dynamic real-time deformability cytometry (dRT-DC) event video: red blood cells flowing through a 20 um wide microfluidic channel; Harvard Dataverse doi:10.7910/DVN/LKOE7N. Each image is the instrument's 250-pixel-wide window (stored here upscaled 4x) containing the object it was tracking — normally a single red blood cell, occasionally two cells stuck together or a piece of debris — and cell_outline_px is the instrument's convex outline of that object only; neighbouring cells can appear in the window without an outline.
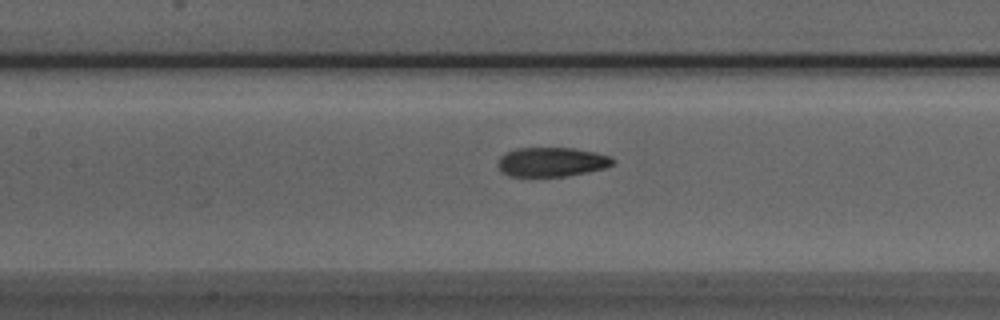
{"species": "Egyptian fruit bat (a non-hibernating species)", "species_latin": "Rousettus aegyptiacus", "temperature_condition": "room temperature", "stored_images_in_passage": 34, "camera_frame_rate_fps": 3000, "um_per_image_px": 0.085, "animal": {"sex": "male"}, "frame": {"image": 1, "passage_image": 8, "time_ms": 2.333, "image_size_px": [1000, 320], "cell_outline_px": [[616, 160], [612, 164], [604, 168], [588, 172], [568, 176], [508, 176], [500, 172], [496, 164], [496, 160], [500, 156], [516, 148], [572, 148], [596, 152], [612, 156]], "centroid_in_image_um": [46.87, 13.77], "position_along_channel_um": 160.5, "area_um2": 19.88}}
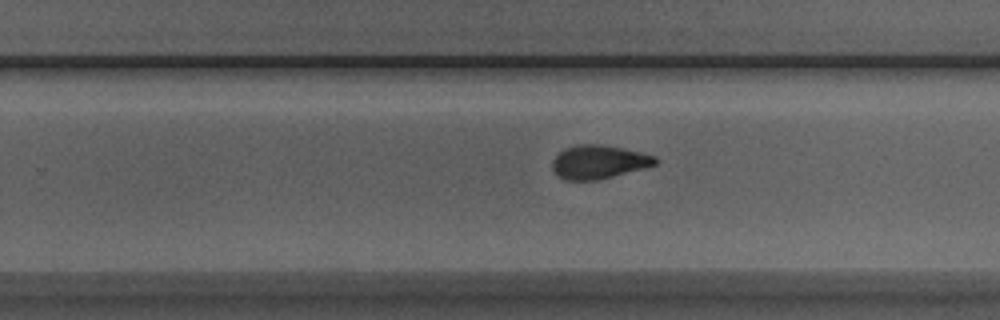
{"frame": {"image": 2, "passage_image": 17, "time_ms": 5.333, "image_size_px": [1000, 320], "cell_outline_px": [[660, 160], [656, 164], [644, 168], [596, 180], [564, 180], [556, 176], [552, 168], [552, 160], [564, 148], [576, 144], [600, 144], [624, 148], [656, 156]], "centroid_in_image_um": [50.87, 13.76], "position_along_channel_um": 278.9, "area_um2": 20.29}}
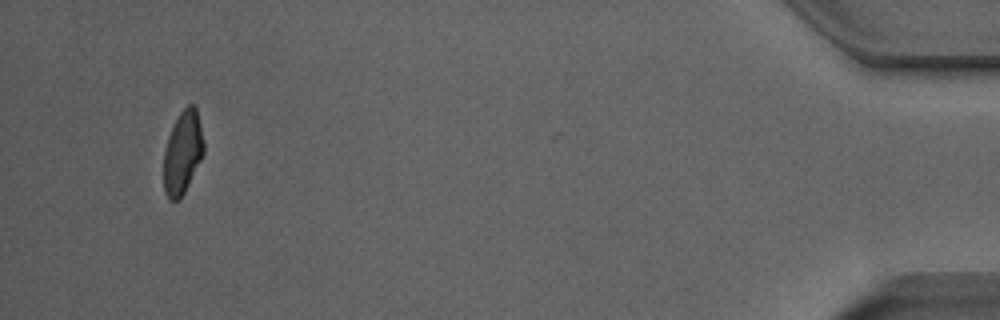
{"frame": {"image": 3, "passage_image": 34, "time_ms": 11.0, "image_size_px": [1000, 320], "cell_outline_px": [[204, 152], [180, 200], [168, 200], [164, 192], [164, 152], [168, 136], [180, 112], [188, 104], [192, 104], [196, 108], [200, 124], [204, 144]], "centroid_in_image_um": [15.51, 12.98], "position_along_channel_um": 419.7, "area_um2": 19.07}, "authors_computed_cell_mechanics": {"area_um2": 20.23, "velocity_mm_per_s": 3.9648, "shape_relaxation_time_tau1_ms": 5.2459, "shape_relaxation_time_tau2_ms": 1.7932, "deformation_change_tau1": 0.1901, "deformation_change_tau2": 0.076}}